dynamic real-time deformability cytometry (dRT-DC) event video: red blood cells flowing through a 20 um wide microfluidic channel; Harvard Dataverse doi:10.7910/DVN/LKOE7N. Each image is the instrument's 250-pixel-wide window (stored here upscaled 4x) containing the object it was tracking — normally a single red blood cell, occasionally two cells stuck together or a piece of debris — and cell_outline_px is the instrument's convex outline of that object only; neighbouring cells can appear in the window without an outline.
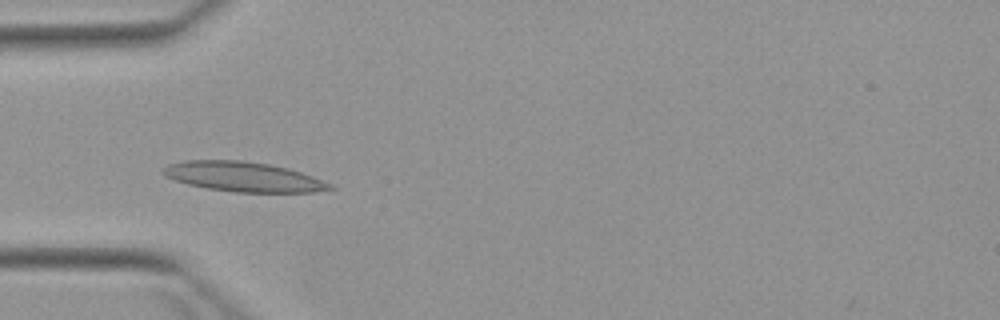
{"species": "Egyptian fruit bat (a non-hibernating species)", "species_latin": "Rousettus aegyptiacus", "temperature_condition": "warm", "stored_images_in_passage": 6, "camera_frame_rate_fps": 3000, "um_per_image_px": 0.085, "animal": {"sex": "female"}, "frame": {"image": 1, "passage_image": 3, "time_ms": 3.333, "image_size_px": [1000, 320], "cell_outline_px": [[336, 188], [312, 192], [236, 192], [208, 188], [188, 184], [164, 176], [160, 172], [168, 164], [184, 160], [244, 160], [268, 164], [288, 168], [312, 176], [332, 184]], "centroid_in_image_um": [20.67, 15.01], "position_along_channel_um": 64.3, "area_um2": 28.84}}
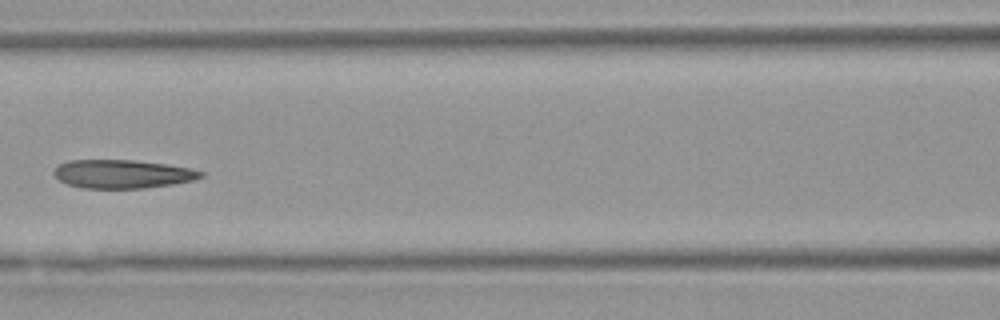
{"frame": {"image": 2, "passage_image": 5, "time_ms": 5.667, "image_size_px": [1000, 320], "cell_outline_px": [[204, 176], [192, 180], [172, 184], [144, 188], [80, 188], [68, 184], [60, 180], [52, 172], [60, 164], [68, 160], [132, 160], [164, 164], [188, 168], [204, 172]], "centroid_in_image_um": [10.38, 14.79], "position_along_channel_um": 156.2, "area_um2": 24.16}}
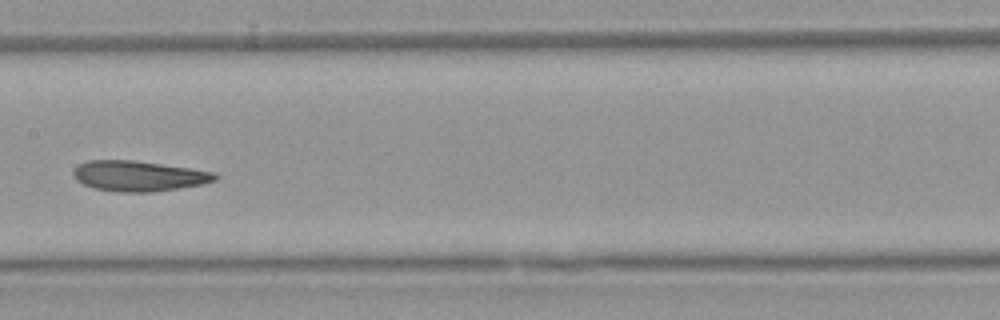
{"frame": {"image": 3, "passage_image": 6, "time_ms": 6.667, "image_size_px": [1000, 320], "cell_outline_px": [[220, 176], [216, 180], [204, 184], [152, 192], [116, 192], [92, 188], [76, 180], [72, 172], [80, 164], [88, 160], [132, 160], [192, 168], [216, 172]], "centroid_in_image_um": [11.82, 14.96], "position_along_channel_um": 195.6, "area_um2": 25.26}}